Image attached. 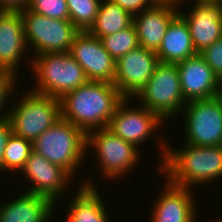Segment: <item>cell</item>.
I'll return each instance as SVG.
<instances>
[{"label": "cell", "mask_w": 222, "mask_h": 222, "mask_svg": "<svg viewBox=\"0 0 222 222\" xmlns=\"http://www.w3.org/2000/svg\"><path fill=\"white\" fill-rule=\"evenodd\" d=\"M69 52L89 81L113 83L116 61L105 50L100 38L88 31H80Z\"/></svg>", "instance_id": "12"}, {"label": "cell", "mask_w": 222, "mask_h": 222, "mask_svg": "<svg viewBox=\"0 0 222 222\" xmlns=\"http://www.w3.org/2000/svg\"><path fill=\"white\" fill-rule=\"evenodd\" d=\"M123 99L112 83L88 81L60 98L61 118L85 133L106 128Z\"/></svg>", "instance_id": "2"}, {"label": "cell", "mask_w": 222, "mask_h": 222, "mask_svg": "<svg viewBox=\"0 0 222 222\" xmlns=\"http://www.w3.org/2000/svg\"><path fill=\"white\" fill-rule=\"evenodd\" d=\"M221 100H222V81H220V91H219V95H218Z\"/></svg>", "instance_id": "33"}, {"label": "cell", "mask_w": 222, "mask_h": 222, "mask_svg": "<svg viewBox=\"0 0 222 222\" xmlns=\"http://www.w3.org/2000/svg\"><path fill=\"white\" fill-rule=\"evenodd\" d=\"M132 24L133 16L130 13L110 0H102L95 22L88 32L101 38L122 31Z\"/></svg>", "instance_id": "22"}, {"label": "cell", "mask_w": 222, "mask_h": 222, "mask_svg": "<svg viewBox=\"0 0 222 222\" xmlns=\"http://www.w3.org/2000/svg\"><path fill=\"white\" fill-rule=\"evenodd\" d=\"M90 147L97 153L100 174L108 180L120 179L128 174L133 167H137L142 155L139 153L140 149L124 141L107 127L86 133V151Z\"/></svg>", "instance_id": "7"}, {"label": "cell", "mask_w": 222, "mask_h": 222, "mask_svg": "<svg viewBox=\"0 0 222 222\" xmlns=\"http://www.w3.org/2000/svg\"><path fill=\"white\" fill-rule=\"evenodd\" d=\"M140 104L158 114L165 122L181 114L186 101L181 90L177 64L158 62L153 75L138 93Z\"/></svg>", "instance_id": "6"}, {"label": "cell", "mask_w": 222, "mask_h": 222, "mask_svg": "<svg viewBox=\"0 0 222 222\" xmlns=\"http://www.w3.org/2000/svg\"><path fill=\"white\" fill-rule=\"evenodd\" d=\"M214 222H222V218H221V220H220V219H218V220H215Z\"/></svg>", "instance_id": "35"}, {"label": "cell", "mask_w": 222, "mask_h": 222, "mask_svg": "<svg viewBox=\"0 0 222 222\" xmlns=\"http://www.w3.org/2000/svg\"><path fill=\"white\" fill-rule=\"evenodd\" d=\"M27 50L20 12L0 11V70L19 72Z\"/></svg>", "instance_id": "18"}, {"label": "cell", "mask_w": 222, "mask_h": 222, "mask_svg": "<svg viewBox=\"0 0 222 222\" xmlns=\"http://www.w3.org/2000/svg\"><path fill=\"white\" fill-rule=\"evenodd\" d=\"M27 9L52 19L69 20L66 0H31Z\"/></svg>", "instance_id": "26"}, {"label": "cell", "mask_w": 222, "mask_h": 222, "mask_svg": "<svg viewBox=\"0 0 222 222\" xmlns=\"http://www.w3.org/2000/svg\"><path fill=\"white\" fill-rule=\"evenodd\" d=\"M177 67L186 102L210 99L219 95L220 80L199 53L177 63Z\"/></svg>", "instance_id": "15"}, {"label": "cell", "mask_w": 222, "mask_h": 222, "mask_svg": "<svg viewBox=\"0 0 222 222\" xmlns=\"http://www.w3.org/2000/svg\"><path fill=\"white\" fill-rule=\"evenodd\" d=\"M30 60L28 65L36 83L31 90L34 93L60 99L89 81L70 52L43 53Z\"/></svg>", "instance_id": "3"}, {"label": "cell", "mask_w": 222, "mask_h": 222, "mask_svg": "<svg viewBox=\"0 0 222 222\" xmlns=\"http://www.w3.org/2000/svg\"><path fill=\"white\" fill-rule=\"evenodd\" d=\"M83 181L72 200L68 202L65 222H111L95 182L89 178Z\"/></svg>", "instance_id": "20"}, {"label": "cell", "mask_w": 222, "mask_h": 222, "mask_svg": "<svg viewBox=\"0 0 222 222\" xmlns=\"http://www.w3.org/2000/svg\"><path fill=\"white\" fill-rule=\"evenodd\" d=\"M33 151L65 169L72 177L86 157V133L60 119L32 142Z\"/></svg>", "instance_id": "4"}, {"label": "cell", "mask_w": 222, "mask_h": 222, "mask_svg": "<svg viewBox=\"0 0 222 222\" xmlns=\"http://www.w3.org/2000/svg\"><path fill=\"white\" fill-rule=\"evenodd\" d=\"M20 14L27 48L29 50L32 46L36 52L33 56L69 52L75 36L80 32L70 20L52 19L28 9L20 11Z\"/></svg>", "instance_id": "8"}, {"label": "cell", "mask_w": 222, "mask_h": 222, "mask_svg": "<svg viewBox=\"0 0 222 222\" xmlns=\"http://www.w3.org/2000/svg\"><path fill=\"white\" fill-rule=\"evenodd\" d=\"M199 55L210 66L215 76L222 81V37L203 49Z\"/></svg>", "instance_id": "27"}, {"label": "cell", "mask_w": 222, "mask_h": 222, "mask_svg": "<svg viewBox=\"0 0 222 222\" xmlns=\"http://www.w3.org/2000/svg\"><path fill=\"white\" fill-rule=\"evenodd\" d=\"M129 101L131 99L124 98L118 104L107 128L138 148L153 133L155 135L156 129L165 121L142 105L136 108L131 104L129 107Z\"/></svg>", "instance_id": "10"}, {"label": "cell", "mask_w": 222, "mask_h": 222, "mask_svg": "<svg viewBox=\"0 0 222 222\" xmlns=\"http://www.w3.org/2000/svg\"><path fill=\"white\" fill-rule=\"evenodd\" d=\"M159 139L162 148L159 153L162 154L158 163L159 172L165 175L169 183L192 189L222 178V145L194 146L184 143V147L176 151L163 138Z\"/></svg>", "instance_id": "1"}, {"label": "cell", "mask_w": 222, "mask_h": 222, "mask_svg": "<svg viewBox=\"0 0 222 222\" xmlns=\"http://www.w3.org/2000/svg\"><path fill=\"white\" fill-rule=\"evenodd\" d=\"M156 3H169V4H173V5H176V6H181L182 1L184 2V0H154Z\"/></svg>", "instance_id": "32"}, {"label": "cell", "mask_w": 222, "mask_h": 222, "mask_svg": "<svg viewBox=\"0 0 222 222\" xmlns=\"http://www.w3.org/2000/svg\"><path fill=\"white\" fill-rule=\"evenodd\" d=\"M7 202L0 204V222H48L55 209L47 197L27 191Z\"/></svg>", "instance_id": "19"}, {"label": "cell", "mask_w": 222, "mask_h": 222, "mask_svg": "<svg viewBox=\"0 0 222 222\" xmlns=\"http://www.w3.org/2000/svg\"><path fill=\"white\" fill-rule=\"evenodd\" d=\"M186 1V0H184ZM192 1H204V0H192ZM207 1H222V0H207Z\"/></svg>", "instance_id": "34"}, {"label": "cell", "mask_w": 222, "mask_h": 222, "mask_svg": "<svg viewBox=\"0 0 222 222\" xmlns=\"http://www.w3.org/2000/svg\"><path fill=\"white\" fill-rule=\"evenodd\" d=\"M31 0H0V11L20 12L29 7Z\"/></svg>", "instance_id": "31"}, {"label": "cell", "mask_w": 222, "mask_h": 222, "mask_svg": "<svg viewBox=\"0 0 222 222\" xmlns=\"http://www.w3.org/2000/svg\"><path fill=\"white\" fill-rule=\"evenodd\" d=\"M12 127L9 119L6 117L0 119V172L3 173V157L8 139L12 134Z\"/></svg>", "instance_id": "30"}, {"label": "cell", "mask_w": 222, "mask_h": 222, "mask_svg": "<svg viewBox=\"0 0 222 222\" xmlns=\"http://www.w3.org/2000/svg\"><path fill=\"white\" fill-rule=\"evenodd\" d=\"M100 40L115 61L139 47L137 32L133 24L122 31L101 37Z\"/></svg>", "instance_id": "24"}, {"label": "cell", "mask_w": 222, "mask_h": 222, "mask_svg": "<svg viewBox=\"0 0 222 222\" xmlns=\"http://www.w3.org/2000/svg\"><path fill=\"white\" fill-rule=\"evenodd\" d=\"M18 77V74L9 70H0V111L4 110L5 104L8 100V98H10V95L12 96L13 91L17 90L15 89L16 85L18 86V84L16 83ZM2 113L0 114V119L4 118L8 115V110L6 109V112H4V114L2 115Z\"/></svg>", "instance_id": "28"}, {"label": "cell", "mask_w": 222, "mask_h": 222, "mask_svg": "<svg viewBox=\"0 0 222 222\" xmlns=\"http://www.w3.org/2000/svg\"><path fill=\"white\" fill-rule=\"evenodd\" d=\"M102 0H66L69 20L79 31H89L98 15Z\"/></svg>", "instance_id": "25"}, {"label": "cell", "mask_w": 222, "mask_h": 222, "mask_svg": "<svg viewBox=\"0 0 222 222\" xmlns=\"http://www.w3.org/2000/svg\"><path fill=\"white\" fill-rule=\"evenodd\" d=\"M156 52L138 47L116 61L113 85L123 98L134 99L153 75Z\"/></svg>", "instance_id": "11"}, {"label": "cell", "mask_w": 222, "mask_h": 222, "mask_svg": "<svg viewBox=\"0 0 222 222\" xmlns=\"http://www.w3.org/2000/svg\"><path fill=\"white\" fill-rule=\"evenodd\" d=\"M188 14L179 15L186 21L192 44L197 53L222 37V1H194Z\"/></svg>", "instance_id": "14"}, {"label": "cell", "mask_w": 222, "mask_h": 222, "mask_svg": "<svg viewBox=\"0 0 222 222\" xmlns=\"http://www.w3.org/2000/svg\"><path fill=\"white\" fill-rule=\"evenodd\" d=\"M27 91L14 102L7 118L15 135L33 142L61 119V106L60 99Z\"/></svg>", "instance_id": "5"}, {"label": "cell", "mask_w": 222, "mask_h": 222, "mask_svg": "<svg viewBox=\"0 0 222 222\" xmlns=\"http://www.w3.org/2000/svg\"><path fill=\"white\" fill-rule=\"evenodd\" d=\"M183 109L185 144L222 145V100L219 96L188 101Z\"/></svg>", "instance_id": "9"}, {"label": "cell", "mask_w": 222, "mask_h": 222, "mask_svg": "<svg viewBox=\"0 0 222 222\" xmlns=\"http://www.w3.org/2000/svg\"><path fill=\"white\" fill-rule=\"evenodd\" d=\"M179 14V6L169 3H156L133 16L139 46L157 52L167 27Z\"/></svg>", "instance_id": "17"}, {"label": "cell", "mask_w": 222, "mask_h": 222, "mask_svg": "<svg viewBox=\"0 0 222 222\" xmlns=\"http://www.w3.org/2000/svg\"><path fill=\"white\" fill-rule=\"evenodd\" d=\"M197 54L188 25L178 14L167 27L162 43L156 52L158 61L177 64Z\"/></svg>", "instance_id": "21"}, {"label": "cell", "mask_w": 222, "mask_h": 222, "mask_svg": "<svg viewBox=\"0 0 222 222\" xmlns=\"http://www.w3.org/2000/svg\"><path fill=\"white\" fill-rule=\"evenodd\" d=\"M32 151L31 141L12 133L4 151L3 172H20Z\"/></svg>", "instance_id": "23"}, {"label": "cell", "mask_w": 222, "mask_h": 222, "mask_svg": "<svg viewBox=\"0 0 222 222\" xmlns=\"http://www.w3.org/2000/svg\"><path fill=\"white\" fill-rule=\"evenodd\" d=\"M111 2L118 4L125 11L132 16L141 13L143 10L148 9L156 4L154 0H110Z\"/></svg>", "instance_id": "29"}, {"label": "cell", "mask_w": 222, "mask_h": 222, "mask_svg": "<svg viewBox=\"0 0 222 222\" xmlns=\"http://www.w3.org/2000/svg\"><path fill=\"white\" fill-rule=\"evenodd\" d=\"M163 192L154 202L150 222H196L197 208L193 189L175 186L166 181ZM161 194V195H160Z\"/></svg>", "instance_id": "16"}, {"label": "cell", "mask_w": 222, "mask_h": 222, "mask_svg": "<svg viewBox=\"0 0 222 222\" xmlns=\"http://www.w3.org/2000/svg\"><path fill=\"white\" fill-rule=\"evenodd\" d=\"M21 172L25 179L32 182L31 187L25 191L47 197L55 207L56 202L62 197L61 194H65L64 188H69L70 180L73 178L65 169L50 163L35 151L30 153Z\"/></svg>", "instance_id": "13"}]
</instances>
